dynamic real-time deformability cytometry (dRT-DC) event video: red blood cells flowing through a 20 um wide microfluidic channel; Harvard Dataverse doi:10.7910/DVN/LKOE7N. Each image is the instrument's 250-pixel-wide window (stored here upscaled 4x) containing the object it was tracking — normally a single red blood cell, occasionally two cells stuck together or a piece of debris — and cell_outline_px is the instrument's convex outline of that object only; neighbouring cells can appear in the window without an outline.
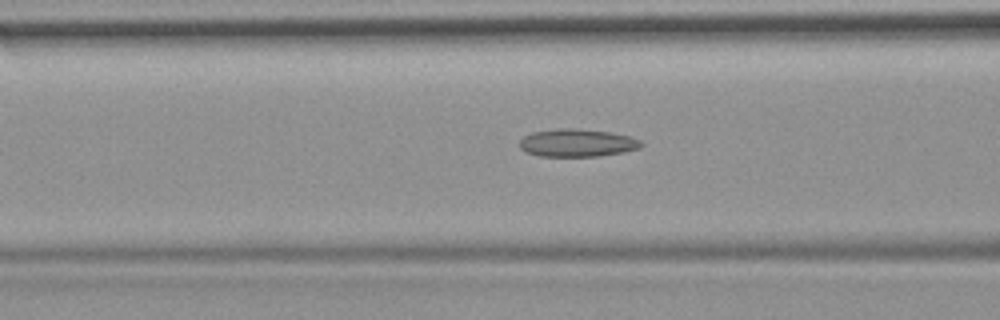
{"species": "common noctule bat (a hibernating species)", "species_latin": "Nyctalus noctula", "temperature_condition": "room temperature", "stored_images_in_passage": 27, "camera_frame_rate_fps": 3000, "um_per_image_px": 0.085, "animal": {"sex": "female", "body_mass_g": 19.9}, "frame": {"image": 1, "passage_image": 5, "time_ms": 1.333, "image_size_px": [1000, 320], "cell_outline_px": [[644, 144], [640, 148], [624, 152], [600, 156], [540, 156], [524, 152], [520, 148], [520, 140], [524, 136], [532, 132], [556, 128], [576, 128], [612, 132], [628, 136], [640, 140]], "centroid_in_image_um": [49.05, 12.14], "position_along_channel_um": 117.5, "area_um2": 19.88}}
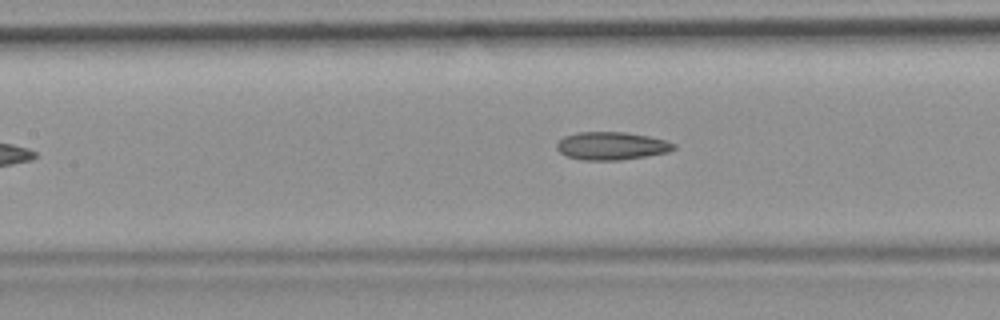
{"frame": {"image": 2, "passage_image": 8, "time_ms": 2.333, "image_size_px": [1000, 320], "cell_outline_px": [[676, 148], [668, 152], [648, 156], [620, 160], [580, 160], [568, 156], [560, 152], [556, 148], [556, 144], [564, 136], [576, 132], [624, 132], [648, 136], [664, 140], [676, 144]], "centroid_in_image_um": [51.98, 12.4], "position_along_channel_um": 155.4, "area_um2": 19.07}}